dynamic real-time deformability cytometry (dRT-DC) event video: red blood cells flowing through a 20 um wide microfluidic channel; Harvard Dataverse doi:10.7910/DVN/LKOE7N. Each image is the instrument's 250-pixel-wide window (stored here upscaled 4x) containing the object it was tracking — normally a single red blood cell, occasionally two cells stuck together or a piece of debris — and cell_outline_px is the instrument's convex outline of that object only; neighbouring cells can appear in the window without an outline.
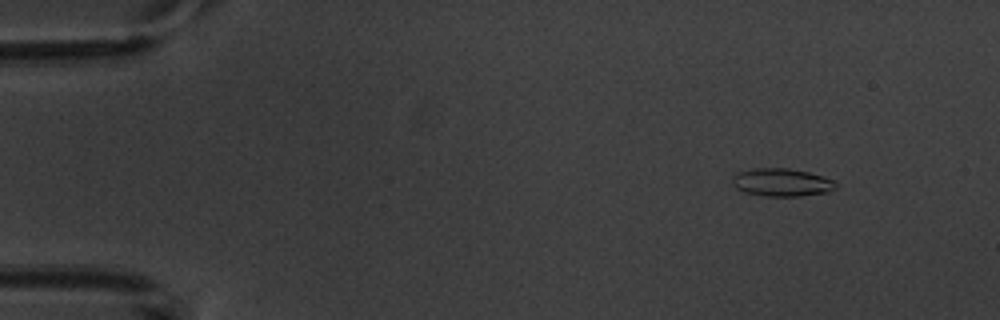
{"species": "common noctule bat (a hibernating species)", "species_latin": "Nyctalus noctula", "temperature_condition": "warm", "stored_images_in_passage": 4, "camera_frame_rate_fps": 3000, "um_per_image_px": 0.085, "animal": {"sex": "male", "body_mass_g": 20.1, "forearm_length_mm": 53.5}, "frame": {"image": 1, "passage_image": 2, "time_ms": 1.0, "image_size_px": [1000, 320], "cell_outline_px": [[836, 188], [828, 192], [800, 196], [764, 196], [744, 192], [736, 188], [732, 184], [732, 176], [736, 172], [752, 168], [788, 168], [808, 172], [832, 180], [836, 184]], "centroid_in_image_um": [66.38, 15.5], "position_along_channel_um": 18.6, "area_um2": 16.88}}